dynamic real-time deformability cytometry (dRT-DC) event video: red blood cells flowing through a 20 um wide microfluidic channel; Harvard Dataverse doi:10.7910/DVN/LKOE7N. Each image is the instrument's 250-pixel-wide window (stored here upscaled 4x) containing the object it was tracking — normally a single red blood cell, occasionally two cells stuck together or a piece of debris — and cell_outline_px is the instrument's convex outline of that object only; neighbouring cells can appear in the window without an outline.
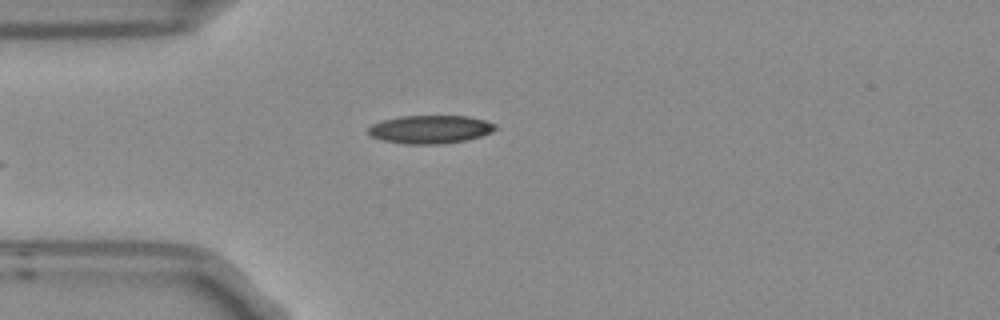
{"species": "Egyptian fruit bat (a non-hibernating species)", "species_latin": "Rousettus aegyptiacus", "temperature_condition": "room temperature", "stored_images_in_passage": 6, "camera_frame_rate_fps": 3000, "um_per_image_px": 0.085, "frame": {"image": 1, "passage_image": 6, "time_ms": 1.667, "image_size_px": [1000, 320], "cell_outline_px": [[496, 128], [492, 132], [468, 140], [444, 144], [404, 144], [380, 140], [372, 136], [368, 132], [368, 128], [372, 124], [384, 120], [400, 116], [468, 116], [484, 120], [496, 124]], "centroid_in_image_um": [36.57, 11.0], "position_along_channel_um": 48.4, "area_um2": 20.98}}